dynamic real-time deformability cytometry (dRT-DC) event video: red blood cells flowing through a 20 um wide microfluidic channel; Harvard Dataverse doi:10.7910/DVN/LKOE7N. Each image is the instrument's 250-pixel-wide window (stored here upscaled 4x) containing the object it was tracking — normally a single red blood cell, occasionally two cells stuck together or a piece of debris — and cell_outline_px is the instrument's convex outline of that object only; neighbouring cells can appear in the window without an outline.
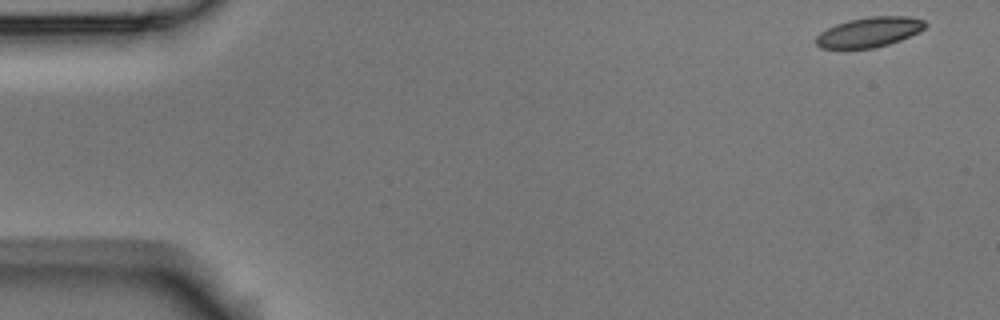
{"species": "Egyptian fruit bat (a non-hibernating species)", "species_latin": "Rousettus aegyptiacus", "temperature_condition": "room temperature", "stored_images_in_passage": 54, "camera_frame_rate_fps": 3000, "um_per_image_px": 0.085, "animal": {"sex": "male"}, "frame": {"image": 1, "passage_image": 1, "time_ms": 0.0, "image_size_px": [1000, 320], "cell_outline_px": [[928, 24], [924, 28], [900, 40], [888, 44], [872, 48], [820, 48], [816, 44], [816, 36], [820, 32], [836, 24], [848, 20], [868, 16], [908, 16], [924, 20]], "centroid_in_image_um": [73.87, 2.71], "position_along_channel_um": 11.1, "area_um2": 18.9}}
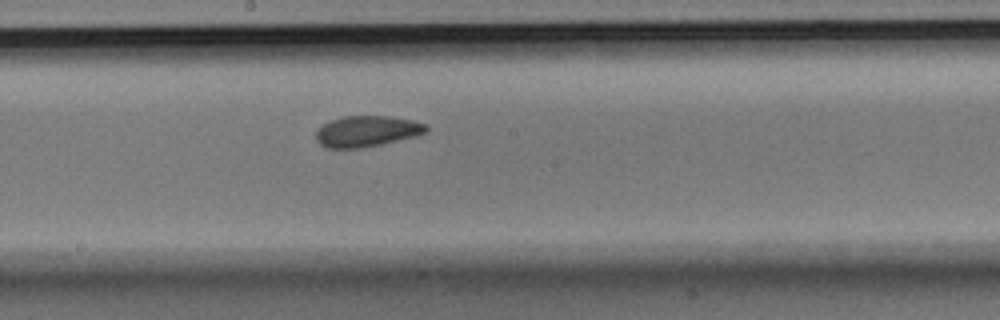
{"frame": {"image": 2, "passage_image": 29, "time_ms": 9.333, "image_size_px": [1000, 320], "cell_outline_px": [[428, 128], [424, 132], [416, 136], [364, 148], [328, 148], [320, 144], [316, 140], [316, 132], [324, 124], [332, 120], [344, 116], [388, 116], [412, 120], [424, 124]], "centroid_in_image_um": [31.17, 11.16], "position_along_channel_um": 217.0, "area_um2": 19.65}}
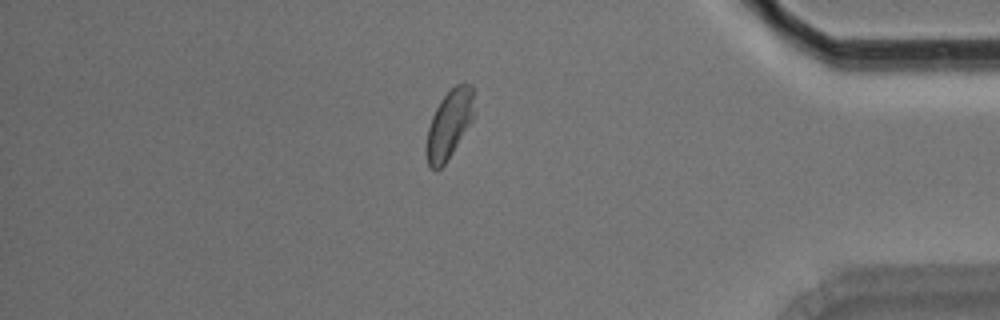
{"frame": {"image": 3, "passage_image": 47, "time_ms": 15.333, "image_size_px": [1000, 320], "cell_outline_px": [[476, 112], [472, 120], [452, 152], [444, 164], [436, 172], [428, 168], [424, 152], [428, 128], [432, 116], [440, 100], [456, 84], [472, 84]], "centroid_in_image_um": [38.16, 10.59], "position_along_channel_um": 397.0, "area_um2": 19.31}, "authors_computed_cell_mechanics": {"area_um2": 19.652, "velocity_mm_per_s": 3.5286, "shape_relaxation_time_tau1_ms": 8.9023, "shape_relaxation_time_tau2_ms": 2.1275, "deformation_change_tau1": 0.1372, "deformation_change_tau2": 0.0565}}